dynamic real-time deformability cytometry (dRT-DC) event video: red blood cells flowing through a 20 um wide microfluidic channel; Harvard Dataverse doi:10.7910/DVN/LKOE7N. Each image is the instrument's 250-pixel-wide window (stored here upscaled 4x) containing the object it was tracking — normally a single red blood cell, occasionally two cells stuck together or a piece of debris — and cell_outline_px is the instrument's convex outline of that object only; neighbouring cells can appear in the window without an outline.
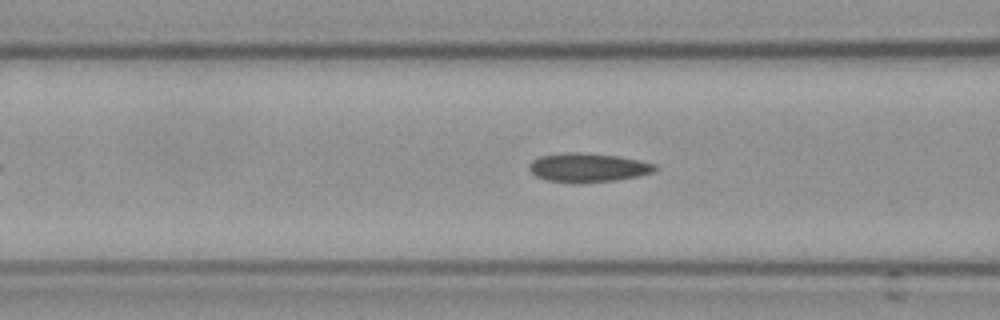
{"species": "Egyptian fruit bat (a non-hibernating species)", "species_latin": "Rousettus aegyptiacus", "temperature_condition": "cold", "stored_images_in_passage": 37, "camera_frame_rate_fps": 3000, "um_per_image_px": 0.085, "frame": {"image": 1, "passage_image": 11, "time_ms": 3.333, "image_size_px": [1000, 320], "cell_outline_px": [[660, 168], [656, 172], [640, 176], [616, 180], [548, 180], [536, 176], [528, 168], [528, 164], [532, 160], [540, 156], [568, 152], [580, 152], [616, 156], [640, 160], [656, 164]], "centroid_in_image_um": [50.05, 14.2], "position_along_channel_um": 116.5, "area_um2": 20.58}, "authors_computed_cell_mechanics": {"area_um2": 20.5768, "velocity_mm_per_s": 3.6514, "shape_relaxation_time_tau1_ms": null, "shape_relaxation_time_tau2_ms": 4.581, "deformation_change_tau1": null, "deformation_change_tau2": 0.1017}}